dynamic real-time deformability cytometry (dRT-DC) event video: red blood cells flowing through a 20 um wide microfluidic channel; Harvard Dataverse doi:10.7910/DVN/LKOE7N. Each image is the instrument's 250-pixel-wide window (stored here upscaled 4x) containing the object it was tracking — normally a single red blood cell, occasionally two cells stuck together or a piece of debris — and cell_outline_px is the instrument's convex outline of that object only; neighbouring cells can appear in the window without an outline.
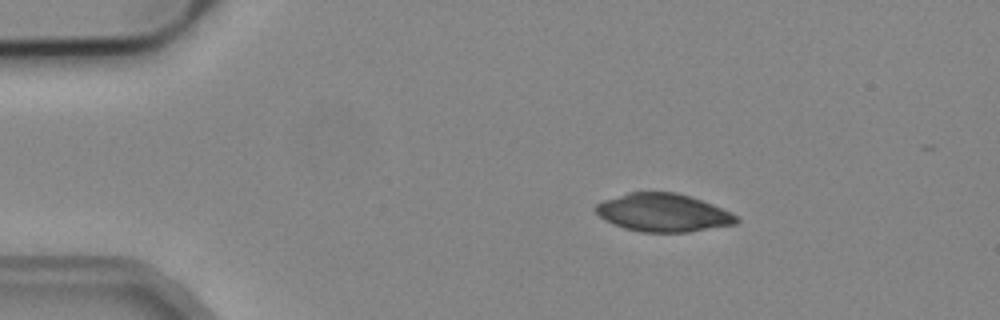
{"species": "common noctule bat (a hibernating species)", "species_latin": "Nyctalus noctula", "temperature_condition": "cold", "stored_images_in_passage": 5, "camera_frame_rate_fps": 3000, "um_per_image_px": 0.085, "animal": {"sex": "male", "body_mass_g": 19.2, "forearm_length_mm": 51.8}, "frame": {"image": 1, "passage_image": 1, "time_ms": 0.0, "image_size_px": [1000, 320], "cell_outline_px": [[740, 220], [736, 224], [688, 232], [640, 232], [624, 228], [612, 224], [604, 220], [596, 212], [596, 204], [604, 200], [628, 192], [676, 192], [712, 204], [736, 216]], "centroid_in_image_um": [56.33, 18.08], "position_along_channel_um": 28.7, "area_um2": 30.98}}